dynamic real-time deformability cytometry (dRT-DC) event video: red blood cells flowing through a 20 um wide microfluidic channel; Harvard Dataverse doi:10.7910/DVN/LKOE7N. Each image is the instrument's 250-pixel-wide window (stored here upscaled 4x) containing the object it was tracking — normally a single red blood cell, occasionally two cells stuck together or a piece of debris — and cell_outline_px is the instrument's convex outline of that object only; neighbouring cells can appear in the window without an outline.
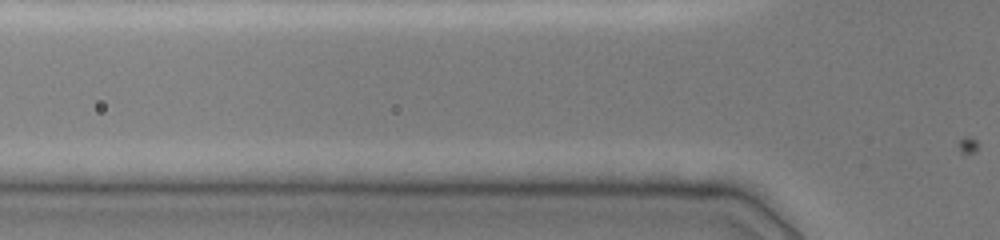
{"species": "common noctule bat (a hibernating species)", "species_latin": "Nyctalus noctula", "temperature_condition": "cold", "stored_images_in_passage": 3, "camera_frame_rate_fps": 3000, "um_per_image_px": 0.085, "animal": {"sex": "female", "body_mass_g": 19.0, "forearm_length_mm": 51.5}, "frame": {"image": 1, "passage_image": 2, "time_ms": 0.667, "image_size_px": [1000, 240], "cell_outline_px": [[540, 192], [424, 192], [412, 188], [416, 184], [424, 180], [528, 180], [540, 188]], "centroid_in_image_um": [40.52, 15.82], "position_along_channel_um": 85.3, "area_um2": 10.29}}